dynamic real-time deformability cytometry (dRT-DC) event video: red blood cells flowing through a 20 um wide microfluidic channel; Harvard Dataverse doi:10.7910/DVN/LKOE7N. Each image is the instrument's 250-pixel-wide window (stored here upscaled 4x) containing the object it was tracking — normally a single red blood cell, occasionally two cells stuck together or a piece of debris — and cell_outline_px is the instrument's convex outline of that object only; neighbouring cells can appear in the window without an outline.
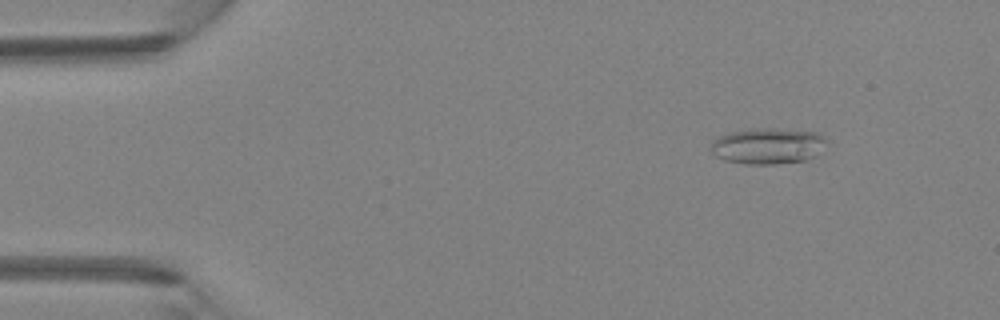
{"species": "Egyptian fruit bat (a non-hibernating species)", "species_latin": "Rousettus aegyptiacus", "temperature_condition": "room temperature", "stored_images_in_passage": 5, "camera_frame_rate_fps": 3000, "um_per_image_px": 0.085, "animal": {"sex": "female"}, "frame": {"image": 1, "passage_image": 2, "time_ms": 1.0, "image_size_px": [1000, 320], "cell_outline_px": [[828, 140], [816, 156], [804, 160], [776, 164], [744, 164], [724, 160], [716, 156], [712, 152], [712, 140], [720, 136], [732, 132], [756, 128], [768, 128], [816, 132]], "centroid_in_image_um": [65.27, 12.41], "position_along_channel_um": 19.7, "area_um2": 24.1}}
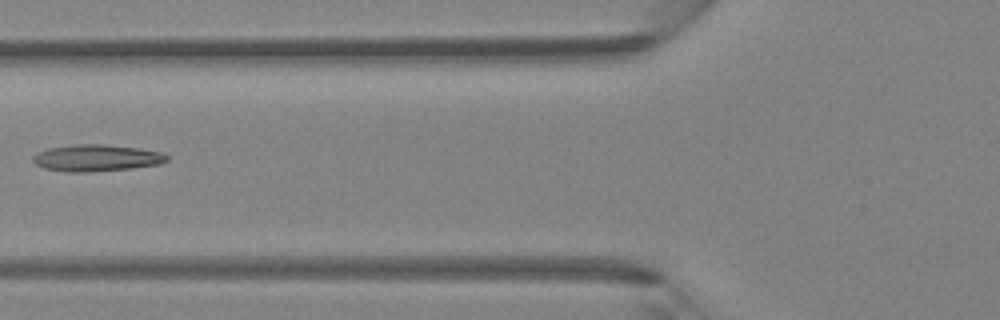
{"frame": {"image": 2, "passage_image": 5, "time_ms": 5.333, "image_size_px": [1000, 320], "cell_outline_px": [[168, 160], [160, 164], [128, 168], [84, 172], [68, 172], [44, 168], [36, 164], [32, 160], [32, 156], [36, 152], [48, 148], [72, 144], [104, 144], [140, 148], [160, 152], [168, 156]], "centroid_in_image_um": [8.16, 13.41], "position_along_channel_um": 117.6, "area_um2": 20.81}}